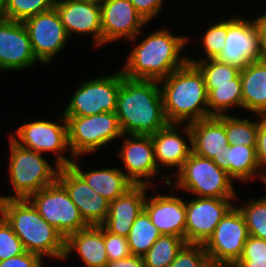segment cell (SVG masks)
I'll use <instances>...</instances> for the list:
<instances>
[{"mask_svg": "<svg viewBox=\"0 0 266 267\" xmlns=\"http://www.w3.org/2000/svg\"><path fill=\"white\" fill-rule=\"evenodd\" d=\"M75 251L85 265L105 267L109 262L104 243V227L88 226L70 234L65 241V253L57 257L66 260Z\"/></svg>", "mask_w": 266, "mask_h": 267, "instance_id": "24", "label": "cell"}, {"mask_svg": "<svg viewBox=\"0 0 266 267\" xmlns=\"http://www.w3.org/2000/svg\"><path fill=\"white\" fill-rule=\"evenodd\" d=\"M57 181L66 189L89 226L104 223L109 213V201L91 189L71 166L60 167Z\"/></svg>", "mask_w": 266, "mask_h": 267, "instance_id": "15", "label": "cell"}, {"mask_svg": "<svg viewBox=\"0 0 266 267\" xmlns=\"http://www.w3.org/2000/svg\"><path fill=\"white\" fill-rule=\"evenodd\" d=\"M54 8L69 38L72 33L91 34L94 46L103 44L101 6L80 0H56Z\"/></svg>", "mask_w": 266, "mask_h": 267, "instance_id": "19", "label": "cell"}, {"mask_svg": "<svg viewBox=\"0 0 266 267\" xmlns=\"http://www.w3.org/2000/svg\"><path fill=\"white\" fill-rule=\"evenodd\" d=\"M206 90L211 116L227 115L231 106L243 108L240 74L234 79V84L206 85Z\"/></svg>", "mask_w": 266, "mask_h": 267, "instance_id": "28", "label": "cell"}, {"mask_svg": "<svg viewBox=\"0 0 266 267\" xmlns=\"http://www.w3.org/2000/svg\"><path fill=\"white\" fill-rule=\"evenodd\" d=\"M240 259H266V240L249 235Z\"/></svg>", "mask_w": 266, "mask_h": 267, "instance_id": "40", "label": "cell"}, {"mask_svg": "<svg viewBox=\"0 0 266 267\" xmlns=\"http://www.w3.org/2000/svg\"><path fill=\"white\" fill-rule=\"evenodd\" d=\"M159 83L162 84L164 113L169 123L186 121L189 124L212 117L208 111L204 76L195 64L187 62Z\"/></svg>", "mask_w": 266, "mask_h": 267, "instance_id": "3", "label": "cell"}, {"mask_svg": "<svg viewBox=\"0 0 266 267\" xmlns=\"http://www.w3.org/2000/svg\"><path fill=\"white\" fill-rule=\"evenodd\" d=\"M104 243L109 262L124 259L132 255L127 238L110 233L105 228Z\"/></svg>", "mask_w": 266, "mask_h": 267, "instance_id": "38", "label": "cell"}, {"mask_svg": "<svg viewBox=\"0 0 266 267\" xmlns=\"http://www.w3.org/2000/svg\"><path fill=\"white\" fill-rule=\"evenodd\" d=\"M240 79L243 109L266 117V58L241 69Z\"/></svg>", "mask_w": 266, "mask_h": 267, "instance_id": "25", "label": "cell"}, {"mask_svg": "<svg viewBox=\"0 0 266 267\" xmlns=\"http://www.w3.org/2000/svg\"><path fill=\"white\" fill-rule=\"evenodd\" d=\"M28 199L40 216L57 229L65 239L70 234L89 226L66 189L58 181L42 188Z\"/></svg>", "mask_w": 266, "mask_h": 267, "instance_id": "9", "label": "cell"}, {"mask_svg": "<svg viewBox=\"0 0 266 267\" xmlns=\"http://www.w3.org/2000/svg\"><path fill=\"white\" fill-rule=\"evenodd\" d=\"M70 166L85 180L91 189L95 190L109 202L124 194L134 184L126 177V173L118 168L82 171L76 161Z\"/></svg>", "mask_w": 266, "mask_h": 267, "instance_id": "27", "label": "cell"}, {"mask_svg": "<svg viewBox=\"0 0 266 267\" xmlns=\"http://www.w3.org/2000/svg\"><path fill=\"white\" fill-rule=\"evenodd\" d=\"M56 0H4V17L7 20L24 22L39 13L51 10Z\"/></svg>", "mask_w": 266, "mask_h": 267, "instance_id": "33", "label": "cell"}, {"mask_svg": "<svg viewBox=\"0 0 266 267\" xmlns=\"http://www.w3.org/2000/svg\"><path fill=\"white\" fill-rule=\"evenodd\" d=\"M259 120L250 121L248 118H237L231 114L225 115V130L230 145L257 146Z\"/></svg>", "mask_w": 266, "mask_h": 267, "instance_id": "32", "label": "cell"}, {"mask_svg": "<svg viewBox=\"0 0 266 267\" xmlns=\"http://www.w3.org/2000/svg\"><path fill=\"white\" fill-rule=\"evenodd\" d=\"M61 122H50L47 120H38L24 123L16 129V135L11 134L9 137L19 146L28 150L36 151L41 154L44 152H53L56 154L54 165L59 167L70 166L71 160L64 157L63 153L69 148L68 145V124L67 119L63 116ZM17 137V138H16Z\"/></svg>", "mask_w": 266, "mask_h": 267, "instance_id": "11", "label": "cell"}, {"mask_svg": "<svg viewBox=\"0 0 266 267\" xmlns=\"http://www.w3.org/2000/svg\"><path fill=\"white\" fill-rule=\"evenodd\" d=\"M235 267H266V259H239Z\"/></svg>", "mask_w": 266, "mask_h": 267, "instance_id": "45", "label": "cell"}, {"mask_svg": "<svg viewBox=\"0 0 266 267\" xmlns=\"http://www.w3.org/2000/svg\"><path fill=\"white\" fill-rule=\"evenodd\" d=\"M254 22L259 31L260 49L262 56L266 58V14L254 19Z\"/></svg>", "mask_w": 266, "mask_h": 267, "instance_id": "44", "label": "cell"}, {"mask_svg": "<svg viewBox=\"0 0 266 267\" xmlns=\"http://www.w3.org/2000/svg\"><path fill=\"white\" fill-rule=\"evenodd\" d=\"M147 23L130 0H106L101 5L103 45L119 38L135 42Z\"/></svg>", "mask_w": 266, "mask_h": 267, "instance_id": "16", "label": "cell"}, {"mask_svg": "<svg viewBox=\"0 0 266 267\" xmlns=\"http://www.w3.org/2000/svg\"><path fill=\"white\" fill-rule=\"evenodd\" d=\"M188 62L195 64L202 72L205 85H224L234 84V79L240 74V69L219 60L200 59L193 60L188 58Z\"/></svg>", "mask_w": 266, "mask_h": 267, "instance_id": "31", "label": "cell"}, {"mask_svg": "<svg viewBox=\"0 0 266 267\" xmlns=\"http://www.w3.org/2000/svg\"><path fill=\"white\" fill-rule=\"evenodd\" d=\"M65 118L68 124V145L74 160L82 154L96 152L124 136L116 112Z\"/></svg>", "mask_w": 266, "mask_h": 267, "instance_id": "7", "label": "cell"}, {"mask_svg": "<svg viewBox=\"0 0 266 267\" xmlns=\"http://www.w3.org/2000/svg\"><path fill=\"white\" fill-rule=\"evenodd\" d=\"M28 31L23 22L0 21V71L28 69L36 63Z\"/></svg>", "mask_w": 266, "mask_h": 267, "instance_id": "17", "label": "cell"}, {"mask_svg": "<svg viewBox=\"0 0 266 267\" xmlns=\"http://www.w3.org/2000/svg\"><path fill=\"white\" fill-rule=\"evenodd\" d=\"M25 252L22 241L13 232L12 227L0 217V261L21 255Z\"/></svg>", "mask_w": 266, "mask_h": 267, "instance_id": "37", "label": "cell"}, {"mask_svg": "<svg viewBox=\"0 0 266 267\" xmlns=\"http://www.w3.org/2000/svg\"><path fill=\"white\" fill-rule=\"evenodd\" d=\"M169 267H213L202 244L186 243Z\"/></svg>", "mask_w": 266, "mask_h": 267, "instance_id": "35", "label": "cell"}, {"mask_svg": "<svg viewBox=\"0 0 266 267\" xmlns=\"http://www.w3.org/2000/svg\"><path fill=\"white\" fill-rule=\"evenodd\" d=\"M80 1H85L88 3H93L101 6L106 0H80Z\"/></svg>", "mask_w": 266, "mask_h": 267, "instance_id": "47", "label": "cell"}, {"mask_svg": "<svg viewBox=\"0 0 266 267\" xmlns=\"http://www.w3.org/2000/svg\"><path fill=\"white\" fill-rule=\"evenodd\" d=\"M227 35V20L211 25L202 36V46L206 57L204 59L216 58L225 47Z\"/></svg>", "mask_w": 266, "mask_h": 267, "instance_id": "36", "label": "cell"}, {"mask_svg": "<svg viewBox=\"0 0 266 267\" xmlns=\"http://www.w3.org/2000/svg\"><path fill=\"white\" fill-rule=\"evenodd\" d=\"M146 197L144 210L162 235L185 239L186 203L178 196L160 195Z\"/></svg>", "mask_w": 266, "mask_h": 267, "instance_id": "21", "label": "cell"}, {"mask_svg": "<svg viewBox=\"0 0 266 267\" xmlns=\"http://www.w3.org/2000/svg\"><path fill=\"white\" fill-rule=\"evenodd\" d=\"M175 185L197 197L237 198L228 173L219 168L212 159L200 157L193 152L176 173Z\"/></svg>", "mask_w": 266, "mask_h": 267, "instance_id": "6", "label": "cell"}, {"mask_svg": "<svg viewBox=\"0 0 266 267\" xmlns=\"http://www.w3.org/2000/svg\"><path fill=\"white\" fill-rule=\"evenodd\" d=\"M221 169L226 171L232 179L246 183L256 176L266 183V177L258 172L260 168L256 157V146L226 145L222 154Z\"/></svg>", "mask_w": 266, "mask_h": 267, "instance_id": "26", "label": "cell"}, {"mask_svg": "<svg viewBox=\"0 0 266 267\" xmlns=\"http://www.w3.org/2000/svg\"><path fill=\"white\" fill-rule=\"evenodd\" d=\"M126 136L118 155L125 164L127 170L125 175L134 185L151 186L149 181L153 179L152 176L161 170H158L155 160L152 138L149 135L126 134Z\"/></svg>", "mask_w": 266, "mask_h": 267, "instance_id": "18", "label": "cell"}, {"mask_svg": "<svg viewBox=\"0 0 266 267\" xmlns=\"http://www.w3.org/2000/svg\"><path fill=\"white\" fill-rule=\"evenodd\" d=\"M148 185H133L109 202V213L102 226L110 233L128 236L137 216L144 210Z\"/></svg>", "mask_w": 266, "mask_h": 267, "instance_id": "23", "label": "cell"}, {"mask_svg": "<svg viewBox=\"0 0 266 267\" xmlns=\"http://www.w3.org/2000/svg\"><path fill=\"white\" fill-rule=\"evenodd\" d=\"M162 234L143 210L134 221L127 240L132 255L144 256Z\"/></svg>", "mask_w": 266, "mask_h": 267, "instance_id": "29", "label": "cell"}, {"mask_svg": "<svg viewBox=\"0 0 266 267\" xmlns=\"http://www.w3.org/2000/svg\"><path fill=\"white\" fill-rule=\"evenodd\" d=\"M9 143L8 170L15 194L10 196L1 195L0 199H26L57 181L60 169L58 165H55L53 169L41 153L19 146L11 137Z\"/></svg>", "mask_w": 266, "mask_h": 267, "instance_id": "5", "label": "cell"}, {"mask_svg": "<svg viewBox=\"0 0 266 267\" xmlns=\"http://www.w3.org/2000/svg\"><path fill=\"white\" fill-rule=\"evenodd\" d=\"M5 19L4 17V0H0V21Z\"/></svg>", "mask_w": 266, "mask_h": 267, "instance_id": "46", "label": "cell"}, {"mask_svg": "<svg viewBox=\"0 0 266 267\" xmlns=\"http://www.w3.org/2000/svg\"><path fill=\"white\" fill-rule=\"evenodd\" d=\"M105 267H145L142 256L131 255L124 259L108 262Z\"/></svg>", "mask_w": 266, "mask_h": 267, "instance_id": "43", "label": "cell"}, {"mask_svg": "<svg viewBox=\"0 0 266 267\" xmlns=\"http://www.w3.org/2000/svg\"><path fill=\"white\" fill-rule=\"evenodd\" d=\"M263 58L259 31L254 20L248 21L241 17L227 19L225 47L215 59L241 70L249 63Z\"/></svg>", "mask_w": 266, "mask_h": 267, "instance_id": "12", "label": "cell"}, {"mask_svg": "<svg viewBox=\"0 0 266 267\" xmlns=\"http://www.w3.org/2000/svg\"><path fill=\"white\" fill-rule=\"evenodd\" d=\"M185 124L184 129L183 127L181 129V127H178L181 124L169 123L166 127L151 135L158 169L160 165L166 166V168L167 166L169 168L176 167L178 172L192 153L191 130L189 124ZM178 129L180 131L184 130L183 132L186 134L190 145L186 143Z\"/></svg>", "mask_w": 266, "mask_h": 267, "instance_id": "20", "label": "cell"}, {"mask_svg": "<svg viewBox=\"0 0 266 267\" xmlns=\"http://www.w3.org/2000/svg\"><path fill=\"white\" fill-rule=\"evenodd\" d=\"M192 136V152L212 159L221 168L224 147L228 145L225 115L212 116L189 123Z\"/></svg>", "mask_w": 266, "mask_h": 267, "instance_id": "22", "label": "cell"}, {"mask_svg": "<svg viewBox=\"0 0 266 267\" xmlns=\"http://www.w3.org/2000/svg\"><path fill=\"white\" fill-rule=\"evenodd\" d=\"M185 244L181 237L161 235L143 256L145 267H169Z\"/></svg>", "mask_w": 266, "mask_h": 267, "instance_id": "30", "label": "cell"}, {"mask_svg": "<svg viewBox=\"0 0 266 267\" xmlns=\"http://www.w3.org/2000/svg\"><path fill=\"white\" fill-rule=\"evenodd\" d=\"M0 213L22 241L25 251L56 258L65 253L64 236L26 199H0Z\"/></svg>", "mask_w": 266, "mask_h": 267, "instance_id": "4", "label": "cell"}, {"mask_svg": "<svg viewBox=\"0 0 266 267\" xmlns=\"http://www.w3.org/2000/svg\"><path fill=\"white\" fill-rule=\"evenodd\" d=\"M231 200L235 198L198 197L186 202V243L204 245L234 206Z\"/></svg>", "mask_w": 266, "mask_h": 267, "instance_id": "13", "label": "cell"}, {"mask_svg": "<svg viewBox=\"0 0 266 267\" xmlns=\"http://www.w3.org/2000/svg\"><path fill=\"white\" fill-rule=\"evenodd\" d=\"M120 87L121 71L84 82L76 89L63 116L80 117L116 112Z\"/></svg>", "mask_w": 266, "mask_h": 267, "instance_id": "10", "label": "cell"}, {"mask_svg": "<svg viewBox=\"0 0 266 267\" xmlns=\"http://www.w3.org/2000/svg\"><path fill=\"white\" fill-rule=\"evenodd\" d=\"M134 8L149 22L156 15L158 16L164 0H130Z\"/></svg>", "mask_w": 266, "mask_h": 267, "instance_id": "42", "label": "cell"}, {"mask_svg": "<svg viewBox=\"0 0 266 267\" xmlns=\"http://www.w3.org/2000/svg\"><path fill=\"white\" fill-rule=\"evenodd\" d=\"M248 237L249 232L244 217L239 209L233 206L204 244L212 266H234L242 256Z\"/></svg>", "mask_w": 266, "mask_h": 267, "instance_id": "8", "label": "cell"}, {"mask_svg": "<svg viewBox=\"0 0 266 267\" xmlns=\"http://www.w3.org/2000/svg\"><path fill=\"white\" fill-rule=\"evenodd\" d=\"M33 52L38 61L49 64L69 40L55 8L26 19Z\"/></svg>", "mask_w": 266, "mask_h": 267, "instance_id": "14", "label": "cell"}, {"mask_svg": "<svg viewBox=\"0 0 266 267\" xmlns=\"http://www.w3.org/2000/svg\"><path fill=\"white\" fill-rule=\"evenodd\" d=\"M159 86L157 80L129 79L121 71L116 115L124 136H151L169 124Z\"/></svg>", "mask_w": 266, "mask_h": 267, "instance_id": "1", "label": "cell"}, {"mask_svg": "<svg viewBox=\"0 0 266 267\" xmlns=\"http://www.w3.org/2000/svg\"><path fill=\"white\" fill-rule=\"evenodd\" d=\"M256 157L261 173L266 177V117L262 115H260L257 132Z\"/></svg>", "mask_w": 266, "mask_h": 267, "instance_id": "41", "label": "cell"}, {"mask_svg": "<svg viewBox=\"0 0 266 267\" xmlns=\"http://www.w3.org/2000/svg\"><path fill=\"white\" fill-rule=\"evenodd\" d=\"M42 260L39 255L25 251L21 255L0 261V267H43Z\"/></svg>", "mask_w": 266, "mask_h": 267, "instance_id": "39", "label": "cell"}, {"mask_svg": "<svg viewBox=\"0 0 266 267\" xmlns=\"http://www.w3.org/2000/svg\"><path fill=\"white\" fill-rule=\"evenodd\" d=\"M244 217L249 235L266 240V196L258 200H249L237 207Z\"/></svg>", "mask_w": 266, "mask_h": 267, "instance_id": "34", "label": "cell"}, {"mask_svg": "<svg viewBox=\"0 0 266 267\" xmlns=\"http://www.w3.org/2000/svg\"><path fill=\"white\" fill-rule=\"evenodd\" d=\"M188 40L186 36H175L168 29L150 33L128 54L123 76L157 81L166 78L188 62L189 56H180Z\"/></svg>", "mask_w": 266, "mask_h": 267, "instance_id": "2", "label": "cell"}]
</instances>
